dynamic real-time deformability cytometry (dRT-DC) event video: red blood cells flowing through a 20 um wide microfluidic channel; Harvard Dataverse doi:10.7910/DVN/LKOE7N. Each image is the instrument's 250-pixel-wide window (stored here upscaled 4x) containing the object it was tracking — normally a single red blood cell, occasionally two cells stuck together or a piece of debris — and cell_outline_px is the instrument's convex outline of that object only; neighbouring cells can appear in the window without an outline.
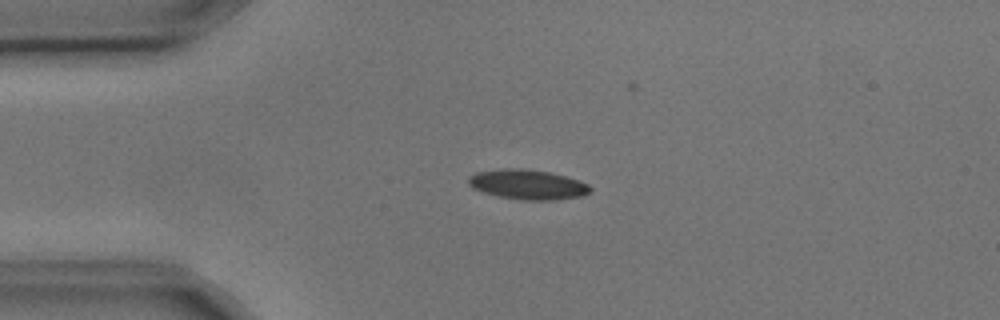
{"species": "common noctule bat (a hibernating species)", "species_latin": "Nyctalus noctula", "temperature_condition": "cold", "stored_images_in_passage": 2, "camera_frame_rate_fps": 3000, "um_per_image_px": 0.085, "animal": {"sex": "male", "body_mass_g": 17.9, "forearm_length_mm": 54.2}, "frame": {"image": 1, "passage_image": 1, "time_ms": 0.0, "image_size_px": [1000, 320], "cell_outline_px": [[592, 188], [584, 196], [552, 200], [524, 200], [500, 196], [484, 192], [472, 188], [468, 184], [468, 176], [476, 172], [504, 168], [520, 168], [548, 172], [580, 180], [588, 184]], "centroid_in_image_um": [44.84, 15.68], "position_along_channel_um": 40.2, "area_um2": 21.1}}